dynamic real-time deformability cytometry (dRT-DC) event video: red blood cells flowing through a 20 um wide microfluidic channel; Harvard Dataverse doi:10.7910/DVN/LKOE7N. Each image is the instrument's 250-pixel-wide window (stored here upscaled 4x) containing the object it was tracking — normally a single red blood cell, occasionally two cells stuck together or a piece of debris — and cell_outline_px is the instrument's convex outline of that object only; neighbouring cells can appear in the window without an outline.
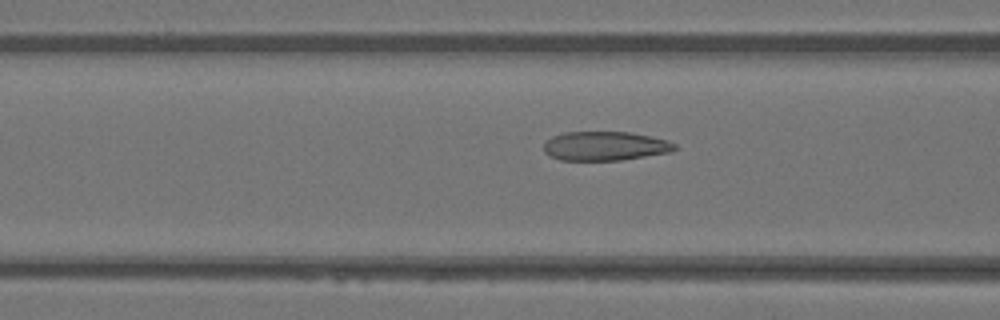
{"species": "Egyptian fruit bat (a non-hibernating species)", "species_latin": "Rousettus aegyptiacus", "temperature_condition": "warm", "stored_images_in_passage": 49, "camera_frame_rate_fps": 3000, "um_per_image_px": 0.085, "animal": {"sex": "female"}, "frame": {"image": 1, "passage_image": 19, "time_ms": 6.0, "image_size_px": [1000, 320], "cell_outline_px": [[676, 148], [672, 152], [620, 160], [560, 160], [544, 152], [544, 144], [552, 136], [564, 132], [628, 132], [652, 136], [668, 140], [676, 144]], "centroid_in_image_um": [51.46, 12.41], "position_along_channel_um": 115.1, "area_um2": 22.2}}
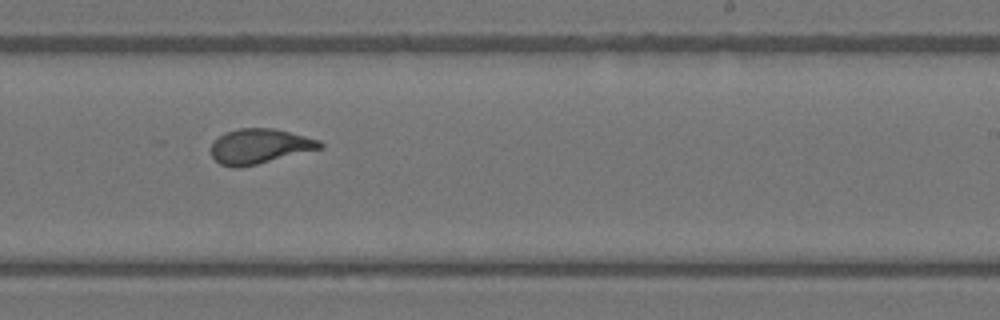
{"frame": {"image": 2, "passage_image": 30, "time_ms": 9.667, "image_size_px": [1000, 320], "cell_outline_px": [[324, 148], [256, 164], [236, 168], [232, 168], [220, 164], [212, 156], [212, 144], [224, 132], [236, 128], [272, 128], [320, 140], [324, 144]], "centroid_in_image_um": [22.08, 12.43], "position_along_channel_um": 266.9, "area_um2": 22.02}}
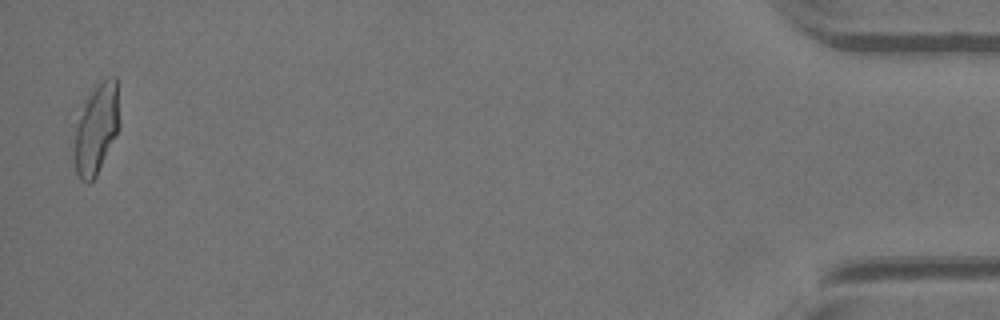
{"frame": {"image": 3, "passage_image": 48, "time_ms": 15.667, "image_size_px": [1000, 320], "cell_outline_px": [[120, 128], [96, 176], [88, 184], [84, 184], [80, 180], [76, 172], [72, 152], [68, 112], [100, 80], [108, 76], [116, 76], [120, 124]], "centroid_in_image_um": [8.01, 10.86], "position_along_channel_um": 427.2, "area_um2": 26.93}, "authors_computed_cell_mechanics": {"area_um2": 22.8888, "velocity_mm_per_s": 4.1442, "shape_relaxation_time_tau1_ms": 6.2648, "shape_relaxation_time_tau2_ms": 1.0087, "deformation_change_tau1": 0.2137, "deformation_change_tau2": 0.0912}}